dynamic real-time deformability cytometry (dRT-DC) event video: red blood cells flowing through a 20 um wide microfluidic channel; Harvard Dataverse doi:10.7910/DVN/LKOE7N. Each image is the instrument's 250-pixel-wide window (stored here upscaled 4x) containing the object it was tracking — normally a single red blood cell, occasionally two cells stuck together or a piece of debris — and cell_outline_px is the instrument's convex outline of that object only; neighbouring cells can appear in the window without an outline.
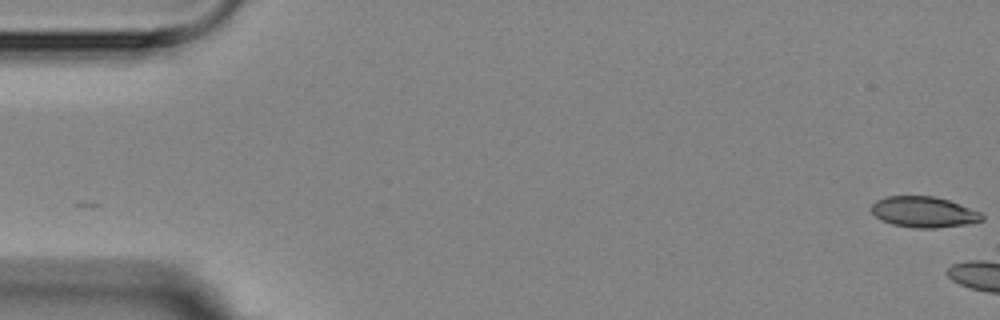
{"species": "Egyptian fruit bat (a non-hibernating species)", "species_latin": "Rousettus aegyptiacus", "temperature_condition": "room temperature", "stored_images_in_passage": 2, "camera_frame_rate_fps": 3000, "um_per_image_px": 0.085, "animal": {"sex": "female"}, "frame": {"image": 1, "passage_image": 2, "time_ms": 1.333, "image_size_px": [1000, 320], "cell_outline_px": [[984, 220], [964, 224], [936, 228], [912, 228], [892, 224], [876, 216], [872, 212], [872, 204], [876, 200], [884, 196], [936, 196], [960, 204], [980, 212], [984, 216]], "centroid_in_image_um": [78.52, 18.01], "position_along_channel_um": 6.5, "area_um2": 19.77}}